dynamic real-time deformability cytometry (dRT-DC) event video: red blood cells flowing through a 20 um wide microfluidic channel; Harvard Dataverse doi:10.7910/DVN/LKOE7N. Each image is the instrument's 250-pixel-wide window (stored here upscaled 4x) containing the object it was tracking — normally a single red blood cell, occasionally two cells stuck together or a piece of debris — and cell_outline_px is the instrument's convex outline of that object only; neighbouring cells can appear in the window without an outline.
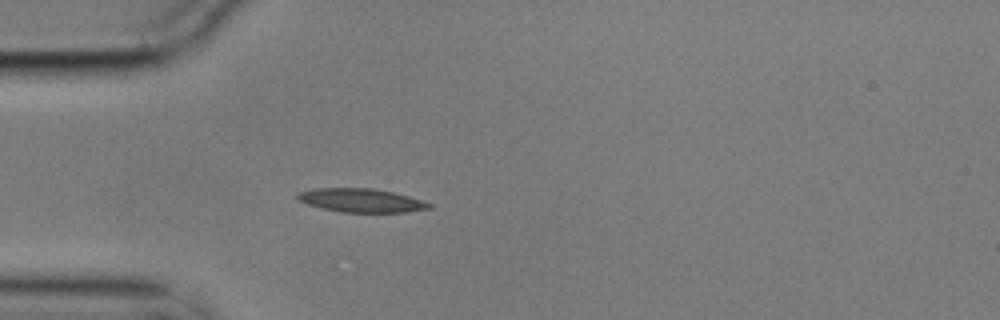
{"species": "common noctule bat (a hibernating species)", "species_latin": "Nyctalus noctula", "temperature_condition": "cold", "stored_images_in_passage": 3, "camera_frame_rate_fps": 3000, "um_per_image_px": 0.085, "animal": {"sex": "male", "body_mass_g": 17.9}, "frame": {"image": 1, "passage_image": 3, "time_ms": 0.667, "image_size_px": [1000, 320], "cell_outline_px": [[432, 208], [408, 212], [340, 212], [308, 204], [300, 200], [296, 196], [300, 192], [312, 188], [372, 188], [392, 192], [408, 196], [432, 204]], "centroid_in_image_um": [30.72, 17.03], "position_along_channel_um": 54.3, "area_um2": 17.92}}